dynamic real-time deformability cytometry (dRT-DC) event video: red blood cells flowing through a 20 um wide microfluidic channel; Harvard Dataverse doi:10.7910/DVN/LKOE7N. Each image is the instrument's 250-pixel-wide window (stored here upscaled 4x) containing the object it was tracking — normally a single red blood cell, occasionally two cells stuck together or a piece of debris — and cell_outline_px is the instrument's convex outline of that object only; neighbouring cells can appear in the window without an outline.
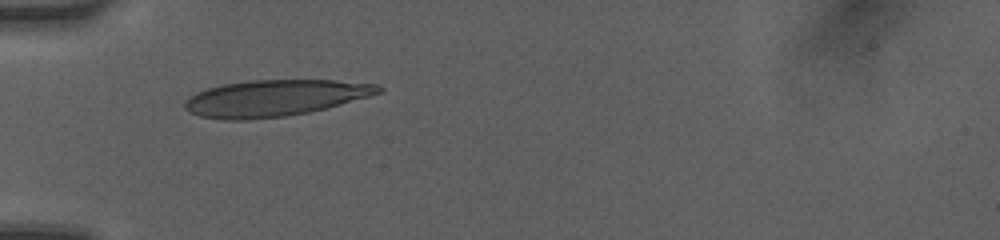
{"species": "human", "species_latin": "Homo sapiens", "temperature_condition": "room temperature", "stored_images_in_passage": 32, "camera_frame_rate_fps": 3000, "um_per_image_px": 0.085, "donor": {"sex": "female"}, "frame": {"image": 1, "passage_image": 1, "time_ms": 0.0, "image_size_px": [1000, 240], "cell_outline_px": [[384, 88], [380, 92], [368, 96], [324, 108], [308, 112], [284, 116], [248, 120], [224, 120], [200, 116], [188, 112], [184, 108], [184, 100], [196, 92], [208, 88], [224, 84], [252, 80], [336, 80], [380, 84]], "centroid_in_image_um": [23.31, 8.33], "position_along_channel_um": 61.7, "area_um2": 40.92}}
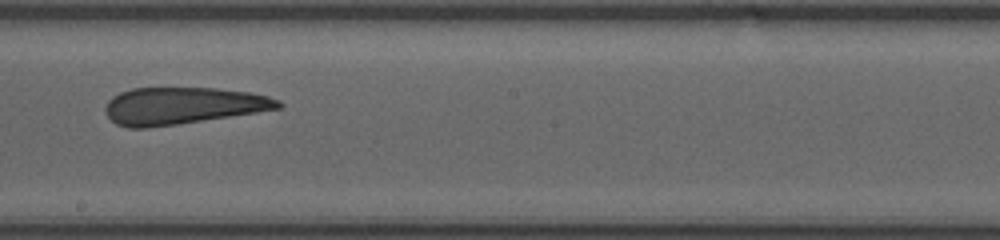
{"frame": {"image": 2, "passage_image": 14, "time_ms": 4.333, "image_size_px": [1000, 240], "cell_outline_px": [[284, 104], [280, 108], [256, 112], [176, 124], [148, 128], [128, 128], [116, 124], [108, 116], [104, 108], [108, 100], [112, 96], [120, 92], [132, 88], [216, 88], [248, 92], [268, 96], [280, 100]], "centroid_in_image_um": [15.49, 8.98], "position_along_channel_um": 232.7, "area_um2": 37.11}}
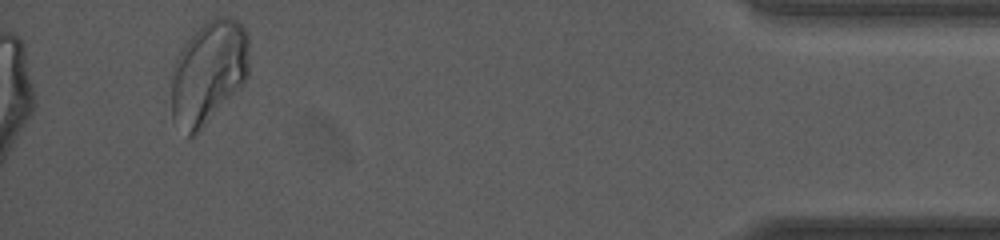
{"frame": {"image": 3, "passage_image": 32, "time_ms": 10.333, "image_size_px": [1000, 240], "cell_outline_px": [[248, 76], [244, 84], [192, 136], [188, 136], [172, 116], [172, 80], [176, 56], [188, 40], [208, 20], [216, 16], [232, 16], [248, 32]], "centroid_in_image_um": [17.76, 6.1], "position_along_channel_um": 417.4, "area_um2": 46.01}, "authors_computed_cell_mechanics": {"area_um2": 38.6393, "velocity_mm_per_s": 4.0915, "shape_relaxation_time_tau1_ms": null, "shape_relaxation_time_tau2_ms": 2.1668, "deformation_change_tau1": null, "deformation_change_tau2": 0.0901}}